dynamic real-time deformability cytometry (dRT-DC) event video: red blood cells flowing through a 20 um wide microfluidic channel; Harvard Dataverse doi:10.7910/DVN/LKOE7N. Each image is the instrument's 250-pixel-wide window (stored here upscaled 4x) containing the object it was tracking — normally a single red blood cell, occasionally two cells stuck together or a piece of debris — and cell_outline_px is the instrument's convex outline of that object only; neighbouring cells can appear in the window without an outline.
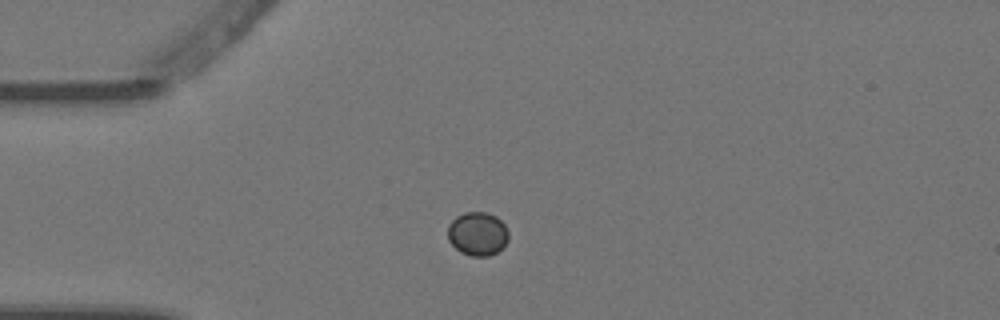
{"species": "Egyptian fruit bat (a non-hibernating species)", "species_latin": "Rousettus aegyptiacus", "temperature_condition": "warm", "stored_images_in_passage": 4, "camera_frame_rate_fps": 3000, "um_per_image_px": 0.085, "animal": {"sex": "female"}, "frame": {"image": 1, "passage_image": 4, "time_ms": 1.0, "image_size_px": [1000, 320], "cell_outline_px": [[508, 240], [504, 248], [488, 256], [472, 256], [460, 252], [448, 240], [448, 224], [456, 216], [464, 212], [488, 212], [496, 216], [504, 224], [508, 232]], "centroid_in_image_um": [40.6, 19.86], "position_along_channel_um": 44.4, "area_um2": 15.61}}